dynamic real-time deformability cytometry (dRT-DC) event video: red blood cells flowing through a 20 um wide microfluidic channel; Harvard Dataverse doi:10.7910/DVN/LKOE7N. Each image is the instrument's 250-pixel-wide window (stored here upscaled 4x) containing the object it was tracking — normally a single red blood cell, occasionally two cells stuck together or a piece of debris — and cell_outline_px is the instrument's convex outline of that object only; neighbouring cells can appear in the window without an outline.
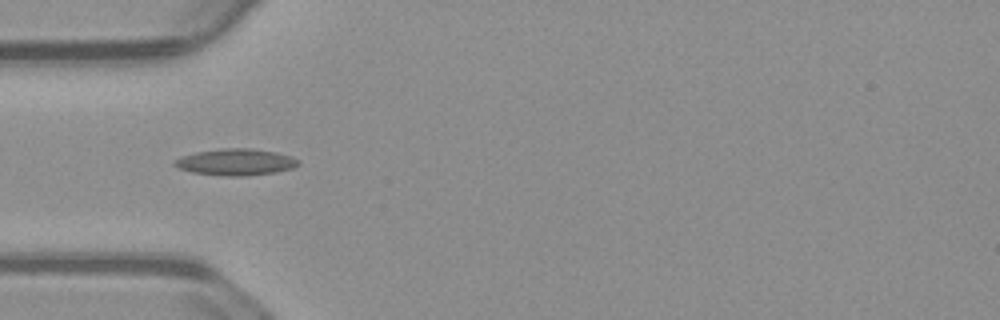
{"species": "common noctule bat (a hibernating species)", "species_latin": "Nyctalus noctula", "temperature_condition": "warm", "stored_images_in_passage": 39, "camera_frame_rate_fps": 3000, "um_per_image_px": 0.085, "animal": {"sex": "male", "body_mass_g": 23.1, "forearm_length_mm": 52.7}, "frame": {"image": 1, "passage_image": 1, "time_ms": 0.0, "image_size_px": [1000, 320], "cell_outline_px": [[300, 164], [292, 168], [276, 172], [248, 176], [228, 176], [192, 172], [176, 168], [172, 164], [172, 160], [180, 156], [196, 152], [220, 148], [252, 148], [276, 152], [292, 156], [300, 160]], "centroid_in_image_um": [20.02, 13.77], "position_along_channel_um": 65.0, "area_um2": 19.48}}
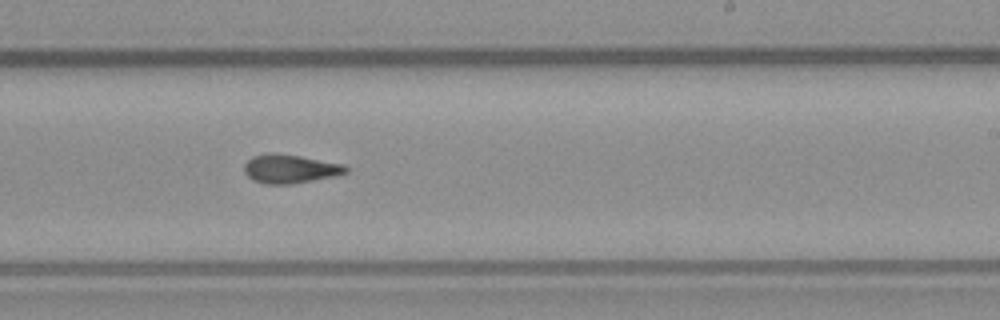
{"frame": {"image": 2, "passage_image": 17, "time_ms": 5.333, "image_size_px": [1000, 320], "cell_outline_px": [[348, 172], [336, 176], [292, 184], [264, 184], [252, 180], [244, 172], [244, 164], [252, 156], [268, 152], [276, 152], [300, 156], [344, 164], [348, 168]], "centroid_in_image_um": [24.64, 14.34], "position_along_channel_um": 264.4, "area_um2": 17.28}}
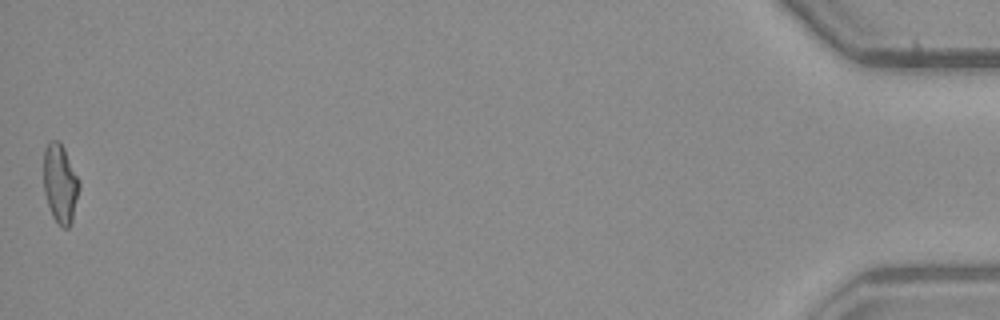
{"frame": {"image": 3, "passage_image": 39, "time_ms": 12.667, "image_size_px": [1000, 320], "cell_outline_px": [[80, 188], [72, 220], [68, 228], [64, 228], [52, 216], [44, 192], [44, 148], [52, 140], [60, 140], [80, 180]], "centroid_in_image_um": [5.13, 15.58], "position_along_channel_um": 430.1, "area_um2": 16.36}, "authors_computed_cell_mechanics": {"area_um2": 16.5886, "velocity_mm_per_s": 3.7249, "shape_relaxation_time_tau1_ms": 8.9901, "shape_relaxation_time_tau2_ms": 3.6181, "deformation_change_tau1": 0.2032, "deformation_change_tau2": 0.1045}}